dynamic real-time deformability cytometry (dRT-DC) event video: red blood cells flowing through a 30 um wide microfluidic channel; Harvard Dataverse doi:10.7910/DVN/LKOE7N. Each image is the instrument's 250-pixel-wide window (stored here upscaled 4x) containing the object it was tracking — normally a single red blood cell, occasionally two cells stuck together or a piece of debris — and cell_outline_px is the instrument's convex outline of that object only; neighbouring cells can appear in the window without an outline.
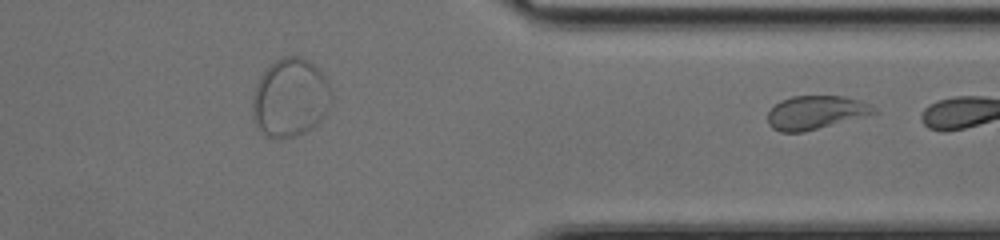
{"species": "common noctule bat (a hibernating species)", "species_latin": "Nyctalus noctula", "temperature_condition": "cold", "stored_images_in_passage": 34, "segment_of_instrument_passage": [2, 2], "camera_frame_rate_fps": 3000, "um_per_image_px": 0.085, "animal": {"sex": "female", "body_mass_g": 17.0, "forearm_length_mm": 48.0}, "frame": {"image": 1, "passage_image": 34, "time_ms": 11.0, "image_size_px": [1000, 240], "cell_outline_px": [[876, 112], [864, 116], [800, 132], [780, 132], [772, 128], [768, 124], [768, 112], [780, 100], [792, 96], [844, 96], [868, 104], [876, 108]], "centroid_in_image_um": [69.27, 9.55], "position_along_channel_um": 342.1, "area_um2": 20.23}}